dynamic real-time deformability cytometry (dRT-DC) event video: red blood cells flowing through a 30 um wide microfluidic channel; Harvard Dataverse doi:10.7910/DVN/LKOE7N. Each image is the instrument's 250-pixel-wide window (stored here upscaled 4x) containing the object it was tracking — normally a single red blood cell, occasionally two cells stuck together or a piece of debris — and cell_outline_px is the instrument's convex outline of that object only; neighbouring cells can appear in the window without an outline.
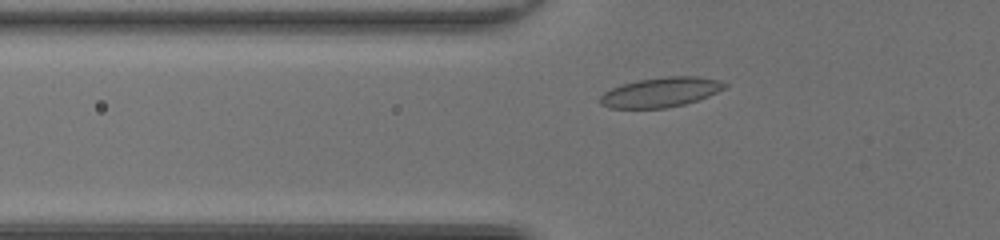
{"species": "common noctule bat (a hibernating species)", "species_latin": "Nyctalus noctula", "temperature_condition": "room temperature", "stored_images_in_passage": 34, "camera_frame_rate_fps": 3000, "um_per_image_px": 0.085, "animal": {"sex": "female", "body_mass_g": 20.0, "forearm_length_mm": 54.0}, "frame": {"image": 1, "passage_image": 2, "time_ms": 0.333, "image_size_px": [1000, 240], "cell_outline_px": [[728, 84], [724, 88], [708, 96], [684, 104], [668, 108], [608, 108], [600, 104], [600, 96], [604, 92], [620, 84], [636, 80], [668, 76], [696, 76], [720, 80]], "centroid_in_image_um": [56.13, 7.83], "position_along_channel_um": 69.7, "area_um2": 21.62}}
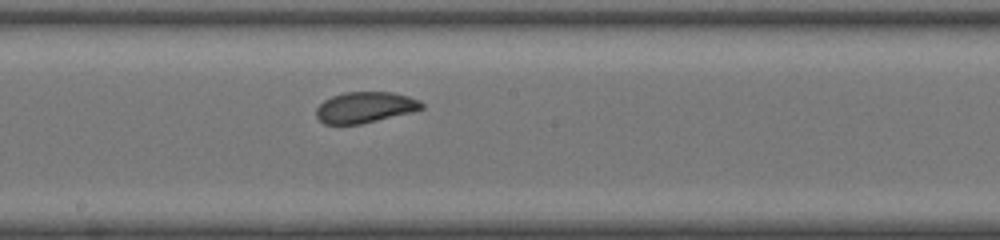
{"frame": {"image": 2, "passage_image": 13, "time_ms": 4.0, "image_size_px": [1000, 240], "cell_outline_px": [[424, 108], [412, 112], [360, 124], [324, 124], [316, 116], [316, 108], [324, 100], [332, 96], [344, 92], [392, 92], [408, 96], [420, 100], [424, 104]], "centroid_in_image_um": [31.04, 9.12], "position_along_channel_um": 217.2, "area_um2": 19.02}}
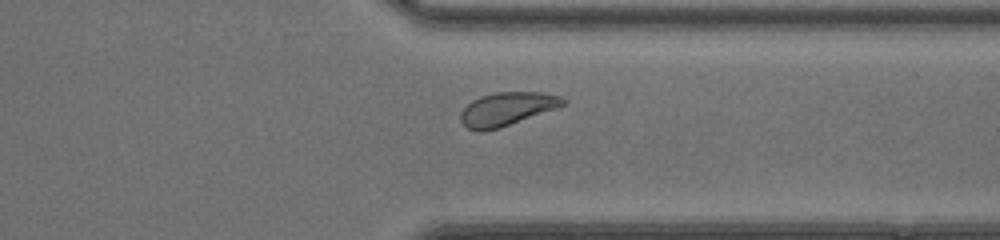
{"frame": {"image": 3, "passage_image": 24, "time_ms": 7.667, "image_size_px": [1000, 240], "cell_outline_px": [[568, 100], [564, 104], [556, 108], [500, 128], [480, 132], [468, 128], [460, 120], [460, 112], [472, 100], [480, 96], [496, 92], [540, 92], [560, 96]], "centroid_in_image_um": [43.07, 9.26], "position_along_channel_um": 368.3, "area_um2": 19.83}, "authors_computed_cell_mechanics": {"area_um2": 19.9699, "velocity_mm_per_s": 4.1188, "shape_relaxation_time_tau1_ms": 2.2815, "shape_relaxation_time_tau2_ms": 0.742, "deformation_change_tau1": 0.0859, "deformation_change_tau2": 0.0481}}